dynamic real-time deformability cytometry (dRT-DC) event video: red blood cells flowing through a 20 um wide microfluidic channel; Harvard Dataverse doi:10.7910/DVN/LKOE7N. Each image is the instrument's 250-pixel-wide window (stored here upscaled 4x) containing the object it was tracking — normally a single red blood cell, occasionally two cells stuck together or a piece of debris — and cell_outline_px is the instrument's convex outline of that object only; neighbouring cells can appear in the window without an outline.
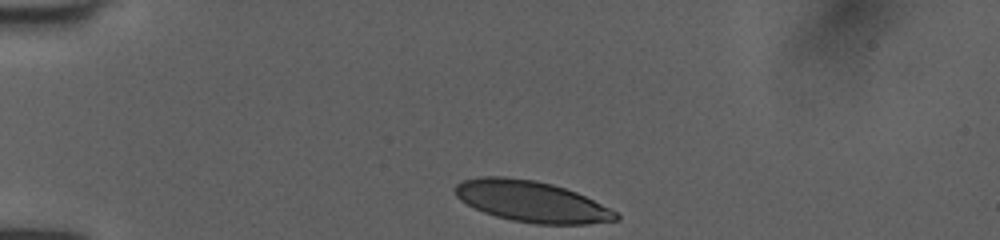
{"species": "human", "species_latin": "Homo sapiens", "temperature_condition": "room temperature", "stored_images_in_passage": 33, "camera_frame_rate_fps": 3000, "um_per_image_px": 0.085, "donor": {"sex": "female"}, "frame": {"image": 1, "passage_image": 1, "time_ms": 0.0, "image_size_px": [1000, 240], "cell_outline_px": [[620, 220], [588, 224], [536, 224], [512, 220], [496, 216], [484, 212], [460, 200], [456, 196], [452, 188], [456, 184], [464, 180], [480, 176], [504, 176], [536, 180], [552, 184], [576, 192], [616, 212], [620, 216]], "centroid_in_image_um": [45.15, 17.12], "position_along_channel_um": 39.8, "area_um2": 38.38}}
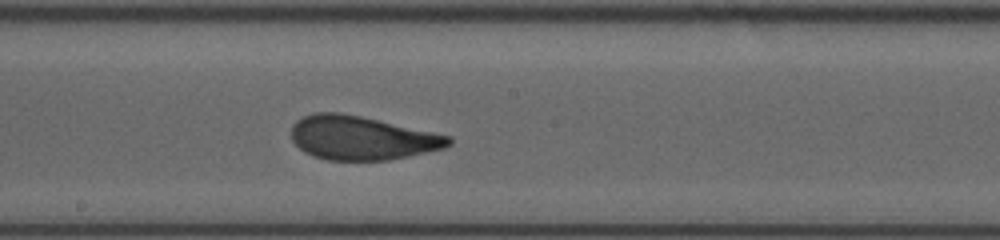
{"frame": {"image": 2, "passage_image": 18, "time_ms": 5.667, "image_size_px": [1000, 240], "cell_outline_px": [[452, 144], [444, 148], [408, 156], [388, 160], [328, 160], [312, 156], [304, 152], [292, 140], [292, 124], [296, 120], [312, 112], [340, 112], [360, 116], [452, 136]], "centroid_in_image_um": [30.73, 11.72], "position_along_channel_um": 217.5, "area_um2": 40.17}}
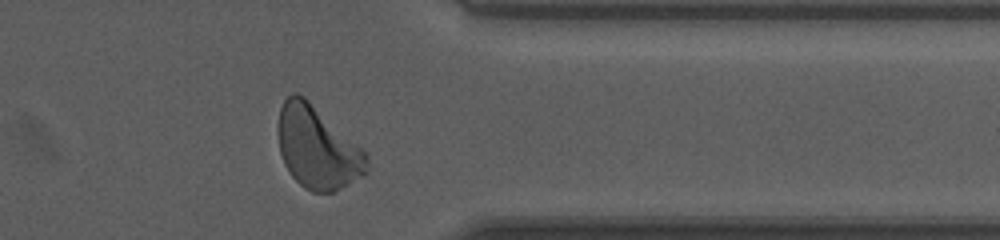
{"frame": {"image": 3, "passage_image": 31, "time_ms": 10.0, "image_size_px": [1000, 240], "cell_outline_px": [[368, 172], [348, 184], [332, 192], [312, 192], [304, 188], [292, 176], [284, 164], [280, 152], [276, 128], [280, 108], [284, 100], [292, 92], [296, 92], [304, 96], [368, 152]], "centroid_in_image_um": [26.98, 12.53], "position_along_channel_um": 384.4, "area_um2": 43.0}, "authors_computed_cell_mechanics": {"area_um2": 39.9976, "velocity_mm_per_s": 3.9968, "shape_relaxation_time_tau1_ms": 3.1667, "shape_relaxation_time_tau2_ms": 0.8438, "deformation_change_tau1": 0.1621, "deformation_change_tau2": 0.058}}